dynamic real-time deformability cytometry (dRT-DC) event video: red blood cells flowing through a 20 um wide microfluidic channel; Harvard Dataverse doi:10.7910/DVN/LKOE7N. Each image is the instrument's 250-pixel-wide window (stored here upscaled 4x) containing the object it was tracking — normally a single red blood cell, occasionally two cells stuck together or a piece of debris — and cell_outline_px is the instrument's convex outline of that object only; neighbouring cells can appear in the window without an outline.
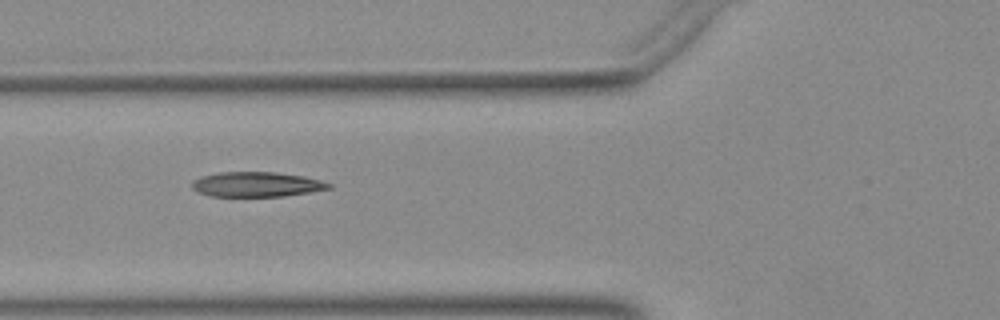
{"species": "Egyptian fruit bat (a non-hibernating species)", "species_latin": "Rousettus aegyptiacus", "temperature_condition": "warm", "stored_images_in_passage": 14, "camera_frame_rate_fps": 3000, "um_per_image_px": 0.085, "animal": {"sex": "female"}, "frame": {"image": 1, "passage_image": 5, "time_ms": 1.333, "image_size_px": [1000, 320], "cell_outline_px": [[332, 188], [284, 196], [208, 196], [196, 192], [192, 188], [192, 180], [200, 176], [220, 172], [272, 172], [304, 176], [320, 180], [332, 184]], "centroid_in_image_um": [21.76, 15.67], "position_along_channel_um": 104.0, "area_um2": 19.88}}
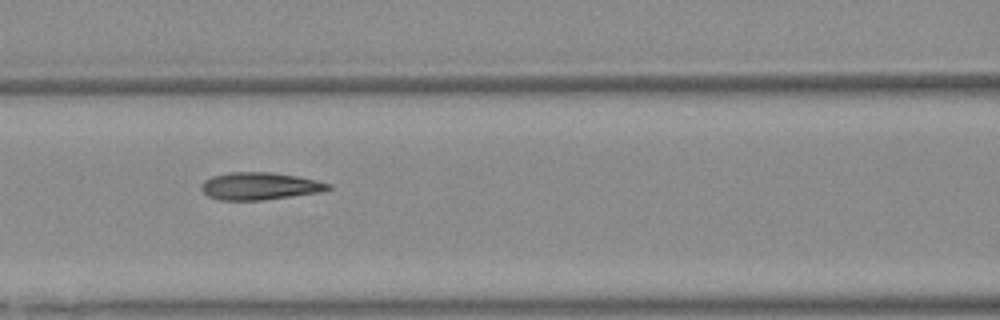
{"frame": {"image": 2, "passage_image": 8, "time_ms": 2.333, "image_size_px": [1000, 320], "cell_outline_px": [[332, 188], [320, 192], [264, 200], [220, 200], [208, 196], [200, 188], [200, 184], [204, 180], [212, 176], [228, 172], [272, 172], [296, 176], [316, 180], [332, 184]], "centroid_in_image_um": [22.06, 15.81], "position_along_channel_um": 144.5, "area_um2": 20.35}}